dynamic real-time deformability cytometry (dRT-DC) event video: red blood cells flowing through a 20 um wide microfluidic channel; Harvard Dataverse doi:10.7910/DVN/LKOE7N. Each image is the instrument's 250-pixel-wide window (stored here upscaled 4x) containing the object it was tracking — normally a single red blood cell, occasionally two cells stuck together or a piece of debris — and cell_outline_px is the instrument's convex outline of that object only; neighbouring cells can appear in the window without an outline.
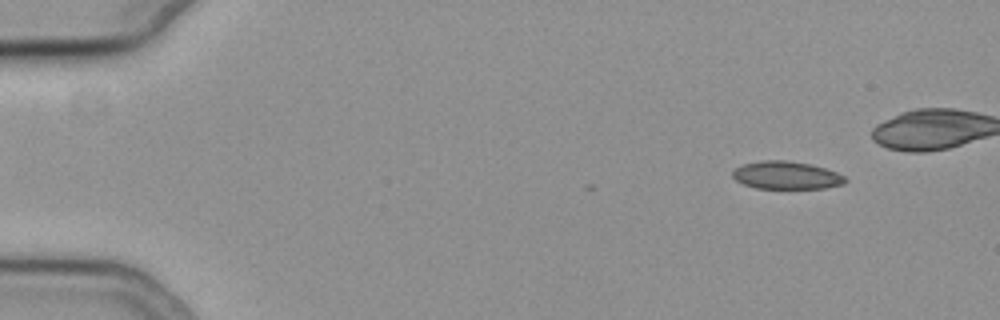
{"species": "common noctule bat (a hibernating species)", "species_latin": "Nyctalus noctula", "temperature_condition": "cold", "stored_images_in_passage": 4, "camera_frame_rate_fps": 3000, "um_per_image_px": 0.085, "animal": {"sex": "female", "body_mass_g": 19.3, "forearm_length_mm": 54.1}, "frame": {"image": 1, "passage_image": 2, "time_ms": 0.333, "image_size_px": [1000, 320], "cell_outline_px": [[848, 180], [844, 184], [824, 188], [756, 188], [744, 184], [736, 180], [732, 176], [732, 172], [740, 164], [764, 160], [784, 160], [812, 164], [836, 172], [844, 176]], "centroid_in_image_um": [66.84, 14.89], "position_along_channel_um": 18.2, "area_um2": 18.26}}